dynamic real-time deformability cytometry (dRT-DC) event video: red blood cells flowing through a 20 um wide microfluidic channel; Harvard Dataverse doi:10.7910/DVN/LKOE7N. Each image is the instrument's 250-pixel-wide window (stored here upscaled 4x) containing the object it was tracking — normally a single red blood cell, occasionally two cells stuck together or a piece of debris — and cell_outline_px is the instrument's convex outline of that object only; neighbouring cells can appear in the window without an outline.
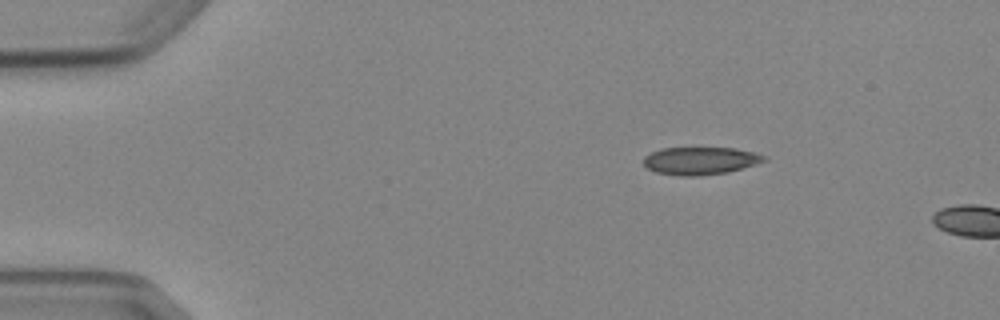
{"species": "Egyptian fruit bat (a non-hibernating species)", "species_latin": "Rousettus aegyptiacus", "temperature_condition": "cold", "stored_images_in_passage": 3, "segment_of_instrument_passage": [2, 2], "camera_frame_rate_fps": 3000, "um_per_image_px": 0.085, "animal": {"sex": "female"}, "frame": {"image": 1, "passage_image": 3, "time_ms": 3.0, "image_size_px": [1000, 320], "cell_outline_px": [[768, 160], [756, 164], [728, 172], [700, 176], [680, 176], [656, 172], [648, 168], [644, 164], [644, 156], [652, 152], [664, 148], [736, 148], [768, 156]], "centroid_in_image_um": [59.56, 13.67], "position_along_channel_um": 25.4, "area_um2": 19.42}}